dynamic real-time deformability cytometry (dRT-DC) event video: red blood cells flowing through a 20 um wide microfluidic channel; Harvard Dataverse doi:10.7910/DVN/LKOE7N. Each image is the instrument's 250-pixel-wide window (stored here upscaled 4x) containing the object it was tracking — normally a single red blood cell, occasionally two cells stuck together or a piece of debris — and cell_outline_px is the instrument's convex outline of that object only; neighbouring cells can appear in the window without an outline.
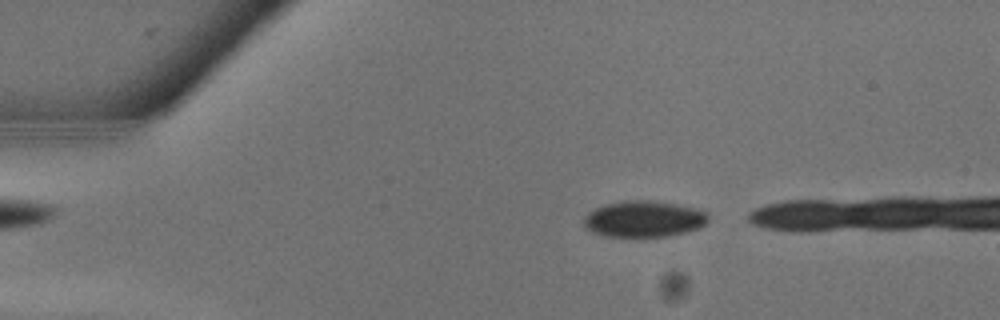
{"species": "common noctule bat (a hibernating species)", "species_latin": "Nyctalus noctula", "temperature_condition": "warm", "stored_images_in_passage": 11, "camera_frame_rate_fps": 3000, "um_per_image_px": 0.085, "animal": {"sex": "male", "body_mass_g": 13.3}, "frame": {"image": 1, "passage_image": 2, "time_ms": 0.333, "image_size_px": [1000, 320], "cell_outline_px": [[708, 220], [700, 228], [668, 236], [604, 236], [592, 232], [584, 228], [584, 216], [588, 212], [604, 204], [624, 200], [648, 200], [676, 204], [696, 208], [708, 212]], "centroid_in_image_um": [54.71, 18.6], "position_along_channel_um": 30.3, "area_um2": 26.36}}
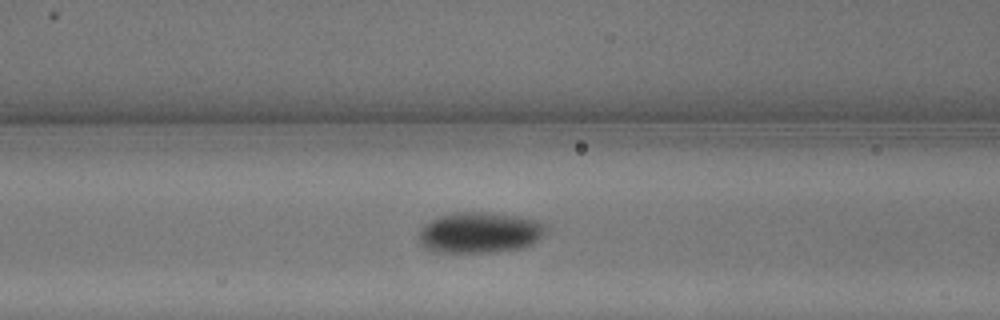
{"frame": {"image": 2, "passage_image": 8, "time_ms": 2.333, "image_size_px": [1000, 320], "cell_outline_px": [[548, 228], [544, 236], [540, 240], [532, 244], [520, 248], [496, 252], [436, 252], [424, 248], [420, 244], [420, 228], [424, 224], [440, 216], [456, 212], [492, 212], [516, 216], [536, 220], [548, 224]], "centroid_in_image_um": [40.82, 19.77], "position_along_channel_um": 125.8, "area_um2": 30.58}}
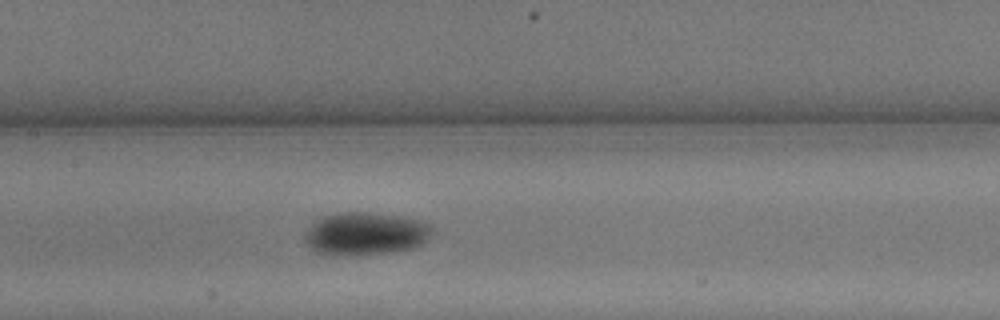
{"frame": {"image": 3, "passage_image": 10, "time_ms": 3.0, "image_size_px": [1000, 320], "cell_outline_px": [[432, 232], [428, 240], [424, 244], [416, 248], [400, 252], [312, 252], [304, 240], [304, 236], [308, 228], [320, 216], [344, 212], [368, 212], [396, 216], [416, 220], [432, 224]], "centroid_in_image_um": [31.11, 19.83], "position_along_channel_um": 176.3, "area_um2": 31.1}}